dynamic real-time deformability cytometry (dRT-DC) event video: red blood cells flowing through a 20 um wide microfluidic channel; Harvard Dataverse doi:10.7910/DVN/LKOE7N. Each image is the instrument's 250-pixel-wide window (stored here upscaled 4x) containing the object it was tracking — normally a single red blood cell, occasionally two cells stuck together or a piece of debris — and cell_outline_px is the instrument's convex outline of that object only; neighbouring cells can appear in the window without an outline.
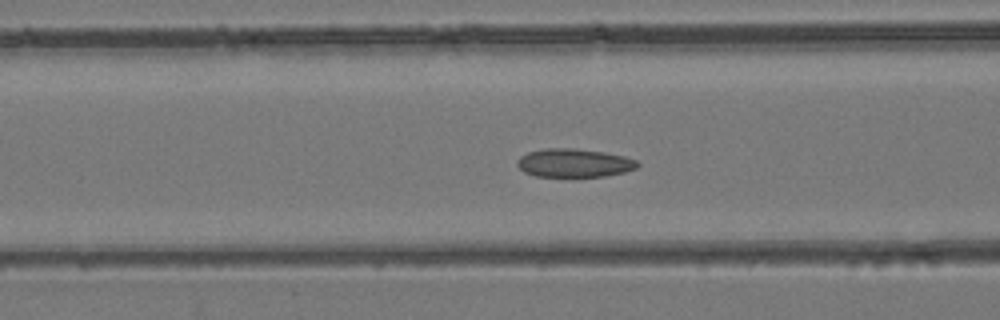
{"species": "common noctule bat (a hibernating species)", "species_latin": "Nyctalus noctula", "temperature_condition": "room temperature", "stored_images_in_passage": 46, "camera_frame_rate_fps": 3000, "um_per_image_px": 0.085, "animal": {"sex": "female", "body_mass_g": 24.6, "forearm_length_mm": 56.2}, "frame": {"image": 1, "passage_image": 19, "time_ms": 6.0, "image_size_px": [1000, 320], "cell_outline_px": [[640, 164], [636, 168], [624, 172], [604, 176], [536, 176], [524, 172], [516, 164], [516, 160], [520, 156], [528, 152], [544, 148], [576, 148], [604, 152], [624, 156], [636, 160]], "centroid_in_image_um": [48.78, 13.84], "position_along_channel_um": 117.8, "area_um2": 19.94}}
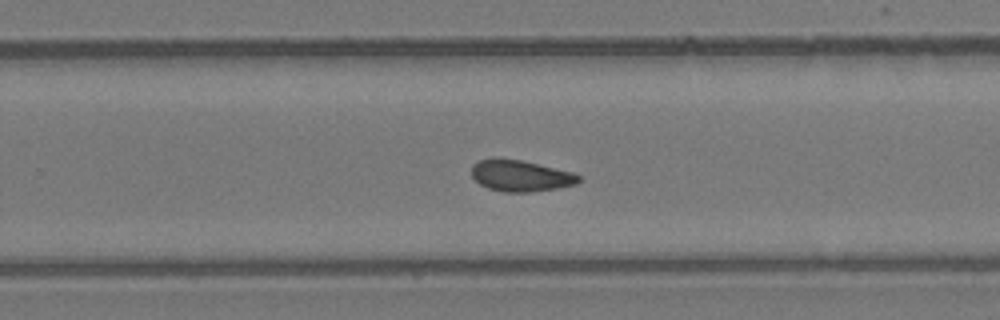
{"frame": {"image": 2, "passage_image": 30, "time_ms": 9.667, "image_size_px": [1000, 320], "cell_outline_px": [[580, 180], [576, 184], [556, 188], [528, 192], [504, 192], [488, 188], [480, 184], [472, 176], [472, 164], [480, 160], [492, 156], [520, 160], [572, 172], [580, 176]], "centroid_in_image_um": [44.2, 14.92], "position_along_channel_um": 285.6, "area_um2": 19.54}}
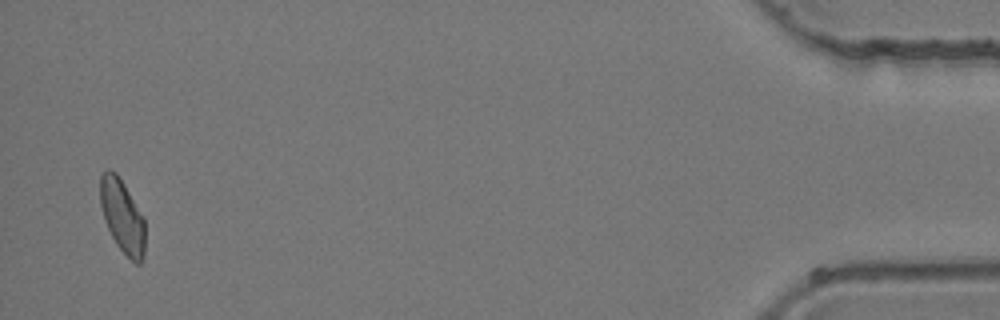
{"frame": {"image": 3, "passage_image": 45, "time_ms": 14.667, "image_size_px": [1000, 320], "cell_outline_px": [[144, 256], [140, 264], [136, 264], [116, 244], [104, 220], [100, 204], [100, 172], [108, 168], [116, 172], [124, 184], [144, 216]], "centroid_in_image_um": [10.38, 18.33], "position_along_channel_um": 424.8, "area_um2": 19.25}}